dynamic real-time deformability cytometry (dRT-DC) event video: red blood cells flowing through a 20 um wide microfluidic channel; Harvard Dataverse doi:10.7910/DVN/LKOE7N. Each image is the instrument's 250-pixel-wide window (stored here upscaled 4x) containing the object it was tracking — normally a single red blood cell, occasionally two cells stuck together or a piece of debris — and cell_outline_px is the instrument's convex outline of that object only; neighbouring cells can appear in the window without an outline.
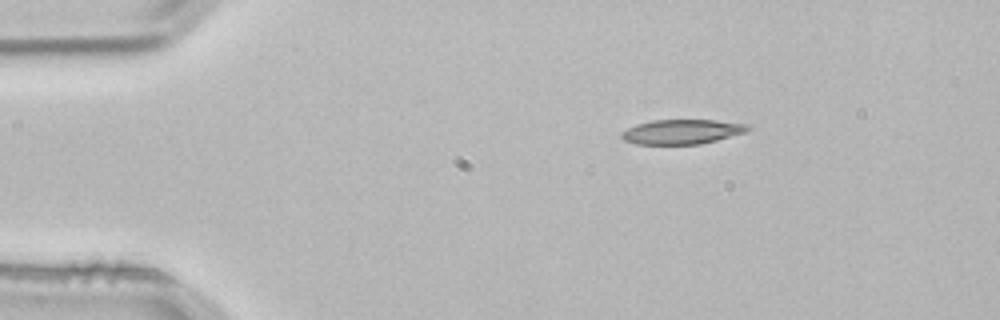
{"species": "common noctule bat (a hibernating species)", "species_latin": "Nyctalus noctula", "temperature_condition": "room temperature", "stored_images_in_passage": 3, "camera_frame_rate_fps": 3000, "um_per_image_px": 0.085, "animal": {"sex": "male", "body_mass_g": 21.5, "forearm_length_mm": 52.0}, "frame": {"image": 1, "passage_image": 3, "time_ms": 0.667, "image_size_px": [1000, 320], "cell_outline_px": [[752, 128], [748, 132], [700, 144], [636, 144], [624, 140], [620, 136], [620, 132], [636, 124], [652, 120], [716, 120], [752, 124]], "centroid_in_image_um": [58.02, 11.19], "position_along_channel_um": 27.0, "area_um2": 18.38}}